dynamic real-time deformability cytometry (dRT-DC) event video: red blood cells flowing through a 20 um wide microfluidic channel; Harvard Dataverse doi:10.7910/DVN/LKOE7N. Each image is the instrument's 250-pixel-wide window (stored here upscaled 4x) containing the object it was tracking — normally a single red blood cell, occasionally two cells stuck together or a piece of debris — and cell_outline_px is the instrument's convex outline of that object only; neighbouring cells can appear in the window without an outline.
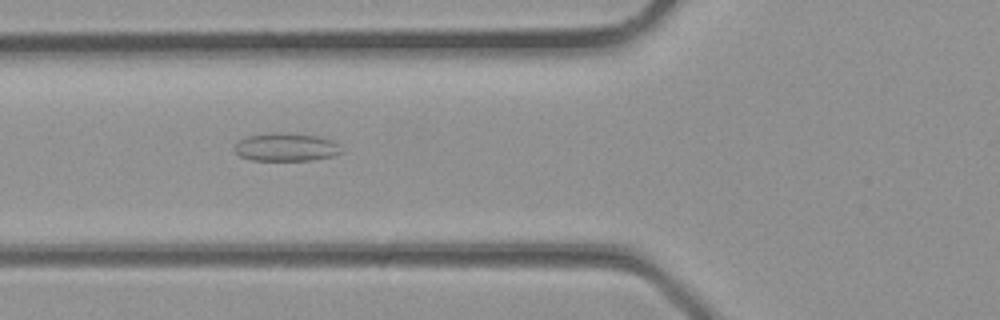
{"species": "common noctule bat (a hibernating species)", "species_latin": "Nyctalus noctula", "temperature_condition": "room temperature", "stored_images_in_passage": 25, "camera_frame_rate_fps": 3000, "um_per_image_px": 0.085, "animal": {"sex": "male", "body_mass_g": 23.1, "forearm_length_mm": 52.7}, "frame": {"image": 1, "passage_image": 3, "time_ms": 0.667, "image_size_px": [1000, 320], "cell_outline_px": [[340, 152], [332, 156], [312, 160], [252, 160], [240, 156], [232, 148], [240, 140], [248, 136], [272, 132], [288, 132], [320, 136], [332, 140], [340, 144]], "centroid_in_image_um": [24.31, 12.49], "position_along_channel_um": 101.5, "area_um2": 17.63}}
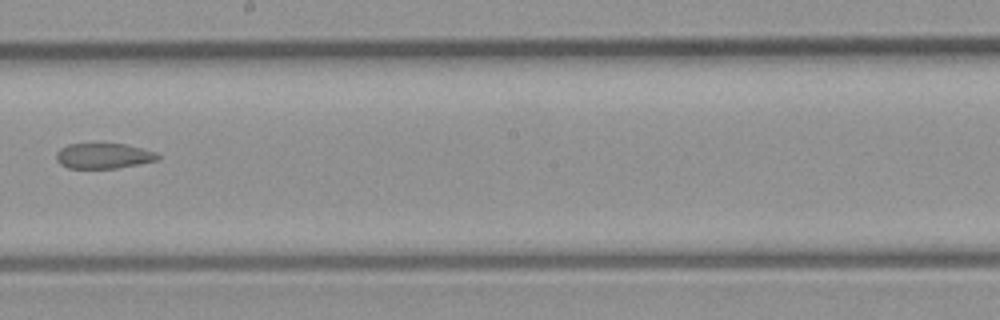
{"frame": {"image": 2, "passage_image": 10, "time_ms": 3.0, "image_size_px": [1000, 320], "cell_outline_px": [[160, 160], [140, 164], [116, 168], [68, 168], [60, 164], [56, 160], [56, 152], [60, 148], [68, 144], [124, 144], [156, 152], [160, 156]], "centroid_in_image_um": [8.8, 13.26], "position_along_channel_um": 239.4, "area_um2": 15.03}}
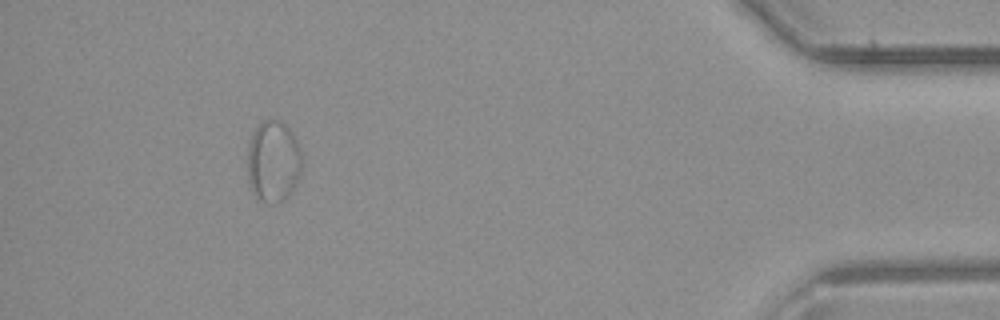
{"frame": {"image": 3, "passage_image": 22, "time_ms": 7.0, "image_size_px": [1000, 320], "cell_outline_px": [[300, 172], [296, 184], [292, 192], [284, 200], [272, 204], [260, 200], [252, 192], [248, 180], [248, 144], [252, 132], [264, 120], [276, 120], [284, 124], [288, 128], [296, 140], [300, 152]], "centroid_in_image_um": [23.2, 13.75], "position_along_channel_um": 412.0, "area_um2": 25.66}}